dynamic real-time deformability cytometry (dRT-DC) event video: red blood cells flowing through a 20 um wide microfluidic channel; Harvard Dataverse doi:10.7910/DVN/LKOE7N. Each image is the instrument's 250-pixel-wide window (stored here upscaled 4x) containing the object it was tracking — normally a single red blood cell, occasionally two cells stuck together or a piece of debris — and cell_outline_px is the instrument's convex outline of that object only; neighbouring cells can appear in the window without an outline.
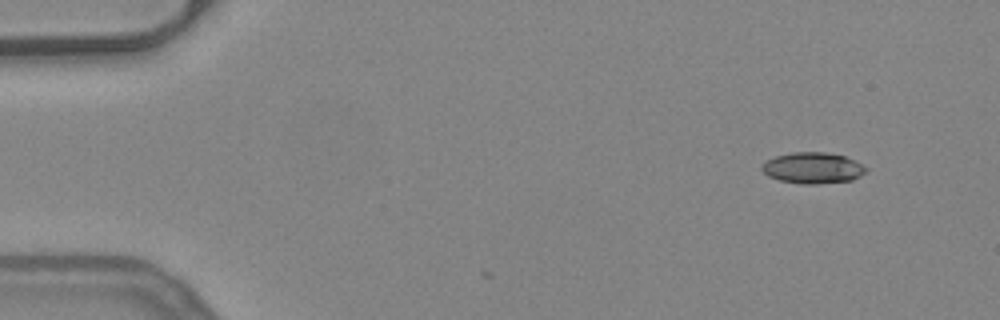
{"species": "common noctule bat (a hibernating species)", "species_latin": "Nyctalus noctula", "temperature_condition": "warm", "stored_images_in_passage": 6, "camera_frame_rate_fps": 3000, "um_per_image_px": 0.085, "animal": {"sex": "female", "body_mass_g": 24.6, "forearm_length_mm": 56.2}, "frame": {"image": 1, "passage_image": 1, "time_ms": 0.0, "image_size_px": [1000, 320], "cell_outline_px": [[868, 168], [860, 176], [852, 180], [816, 184], [800, 184], [780, 180], [768, 176], [760, 168], [764, 160], [776, 156], [792, 152], [824, 152], [844, 156]], "centroid_in_image_um": [69.04, 14.28], "position_along_channel_um": 16.0, "area_um2": 18.79}}